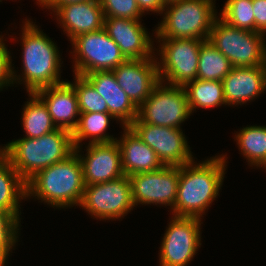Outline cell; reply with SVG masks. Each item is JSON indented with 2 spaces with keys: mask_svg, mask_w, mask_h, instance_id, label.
I'll return each mask as SVG.
<instances>
[{
  "mask_svg": "<svg viewBox=\"0 0 266 266\" xmlns=\"http://www.w3.org/2000/svg\"><path fill=\"white\" fill-rule=\"evenodd\" d=\"M72 85L76 92L80 113H108V107L103 97L94 87L83 77L73 75Z\"/></svg>",
  "mask_w": 266,
  "mask_h": 266,
  "instance_id": "29",
  "label": "cell"
},
{
  "mask_svg": "<svg viewBox=\"0 0 266 266\" xmlns=\"http://www.w3.org/2000/svg\"><path fill=\"white\" fill-rule=\"evenodd\" d=\"M198 217L172 216L162 238L159 266H187L201 247V222Z\"/></svg>",
  "mask_w": 266,
  "mask_h": 266,
  "instance_id": "11",
  "label": "cell"
},
{
  "mask_svg": "<svg viewBox=\"0 0 266 266\" xmlns=\"http://www.w3.org/2000/svg\"><path fill=\"white\" fill-rule=\"evenodd\" d=\"M24 199L27 200L26 181L0 152V210L11 213L21 222L20 201Z\"/></svg>",
  "mask_w": 266,
  "mask_h": 266,
  "instance_id": "22",
  "label": "cell"
},
{
  "mask_svg": "<svg viewBox=\"0 0 266 266\" xmlns=\"http://www.w3.org/2000/svg\"><path fill=\"white\" fill-rule=\"evenodd\" d=\"M103 28L119 46L126 59H145L156 56L152 36L140 20L104 17Z\"/></svg>",
  "mask_w": 266,
  "mask_h": 266,
  "instance_id": "16",
  "label": "cell"
},
{
  "mask_svg": "<svg viewBox=\"0 0 266 266\" xmlns=\"http://www.w3.org/2000/svg\"><path fill=\"white\" fill-rule=\"evenodd\" d=\"M35 94L46 105L55 126L72 133L77 126L80 110L71 82L65 81L45 87L36 91Z\"/></svg>",
  "mask_w": 266,
  "mask_h": 266,
  "instance_id": "19",
  "label": "cell"
},
{
  "mask_svg": "<svg viewBox=\"0 0 266 266\" xmlns=\"http://www.w3.org/2000/svg\"><path fill=\"white\" fill-rule=\"evenodd\" d=\"M232 68L229 59L214 47L209 40L201 44L197 79L222 81Z\"/></svg>",
  "mask_w": 266,
  "mask_h": 266,
  "instance_id": "27",
  "label": "cell"
},
{
  "mask_svg": "<svg viewBox=\"0 0 266 266\" xmlns=\"http://www.w3.org/2000/svg\"><path fill=\"white\" fill-rule=\"evenodd\" d=\"M27 199L33 196L56 208L79 206L85 189L83 167L76 152L38 171L26 182Z\"/></svg>",
  "mask_w": 266,
  "mask_h": 266,
  "instance_id": "4",
  "label": "cell"
},
{
  "mask_svg": "<svg viewBox=\"0 0 266 266\" xmlns=\"http://www.w3.org/2000/svg\"><path fill=\"white\" fill-rule=\"evenodd\" d=\"M86 153L82 155V146L75 147L82 167L85 185H93L112 181L124 176L121 151L117 141L93 143L85 146ZM81 153V154H80Z\"/></svg>",
  "mask_w": 266,
  "mask_h": 266,
  "instance_id": "14",
  "label": "cell"
},
{
  "mask_svg": "<svg viewBox=\"0 0 266 266\" xmlns=\"http://www.w3.org/2000/svg\"><path fill=\"white\" fill-rule=\"evenodd\" d=\"M219 16L233 27L255 32L252 0H227Z\"/></svg>",
  "mask_w": 266,
  "mask_h": 266,
  "instance_id": "28",
  "label": "cell"
},
{
  "mask_svg": "<svg viewBox=\"0 0 266 266\" xmlns=\"http://www.w3.org/2000/svg\"><path fill=\"white\" fill-rule=\"evenodd\" d=\"M21 32L23 69L22 74L17 75L15 67H12L13 84H23L28 93H35L65 82L60 80L63 61L56 43L31 19H25Z\"/></svg>",
  "mask_w": 266,
  "mask_h": 266,
  "instance_id": "2",
  "label": "cell"
},
{
  "mask_svg": "<svg viewBox=\"0 0 266 266\" xmlns=\"http://www.w3.org/2000/svg\"><path fill=\"white\" fill-rule=\"evenodd\" d=\"M104 17L141 20V13L136 0H99Z\"/></svg>",
  "mask_w": 266,
  "mask_h": 266,
  "instance_id": "31",
  "label": "cell"
},
{
  "mask_svg": "<svg viewBox=\"0 0 266 266\" xmlns=\"http://www.w3.org/2000/svg\"><path fill=\"white\" fill-rule=\"evenodd\" d=\"M122 129L123 134L116 141L121 151L122 168L126 176L156 171L164 166L155 151L145 144L129 126Z\"/></svg>",
  "mask_w": 266,
  "mask_h": 266,
  "instance_id": "21",
  "label": "cell"
},
{
  "mask_svg": "<svg viewBox=\"0 0 266 266\" xmlns=\"http://www.w3.org/2000/svg\"><path fill=\"white\" fill-rule=\"evenodd\" d=\"M86 0H39L37 3L42 6V8H46L55 12L61 5H65L67 3L81 2Z\"/></svg>",
  "mask_w": 266,
  "mask_h": 266,
  "instance_id": "35",
  "label": "cell"
},
{
  "mask_svg": "<svg viewBox=\"0 0 266 266\" xmlns=\"http://www.w3.org/2000/svg\"><path fill=\"white\" fill-rule=\"evenodd\" d=\"M8 261V259H5V258H0V266H6V263Z\"/></svg>",
  "mask_w": 266,
  "mask_h": 266,
  "instance_id": "36",
  "label": "cell"
},
{
  "mask_svg": "<svg viewBox=\"0 0 266 266\" xmlns=\"http://www.w3.org/2000/svg\"><path fill=\"white\" fill-rule=\"evenodd\" d=\"M255 18V32L266 36V0H252Z\"/></svg>",
  "mask_w": 266,
  "mask_h": 266,
  "instance_id": "33",
  "label": "cell"
},
{
  "mask_svg": "<svg viewBox=\"0 0 266 266\" xmlns=\"http://www.w3.org/2000/svg\"><path fill=\"white\" fill-rule=\"evenodd\" d=\"M215 0H180L166 4L155 38L208 40L217 15Z\"/></svg>",
  "mask_w": 266,
  "mask_h": 266,
  "instance_id": "5",
  "label": "cell"
},
{
  "mask_svg": "<svg viewBox=\"0 0 266 266\" xmlns=\"http://www.w3.org/2000/svg\"><path fill=\"white\" fill-rule=\"evenodd\" d=\"M0 152L27 182L38 171L67 159L75 147L71 132L58 128L39 138L12 140L0 147Z\"/></svg>",
  "mask_w": 266,
  "mask_h": 266,
  "instance_id": "3",
  "label": "cell"
},
{
  "mask_svg": "<svg viewBox=\"0 0 266 266\" xmlns=\"http://www.w3.org/2000/svg\"><path fill=\"white\" fill-rule=\"evenodd\" d=\"M136 2L142 14L155 12L162 15L163 9L166 6L163 0H136Z\"/></svg>",
  "mask_w": 266,
  "mask_h": 266,
  "instance_id": "34",
  "label": "cell"
},
{
  "mask_svg": "<svg viewBox=\"0 0 266 266\" xmlns=\"http://www.w3.org/2000/svg\"><path fill=\"white\" fill-rule=\"evenodd\" d=\"M4 35H0V91L8 86H14L12 79V57L4 43Z\"/></svg>",
  "mask_w": 266,
  "mask_h": 266,
  "instance_id": "32",
  "label": "cell"
},
{
  "mask_svg": "<svg viewBox=\"0 0 266 266\" xmlns=\"http://www.w3.org/2000/svg\"><path fill=\"white\" fill-rule=\"evenodd\" d=\"M56 20L71 42L77 36L99 31L104 26V15L99 0H86L61 5L55 12Z\"/></svg>",
  "mask_w": 266,
  "mask_h": 266,
  "instance_id": "17",
  "label": "cell"
},
{
  "mask_svg": "<svg viewBox=\"0 0 266 266\" xmlns=\"http://www.w3.org/2000/svg\"><path fill=\"white\" fill-rule=\"evenodd\" d=\"M226 105H243L266 91V66L233 67L222 80Z\"/></svg>",
  "mask_w": 266,
  "mask_h": 266,
  "instance_id": "18",
  "label": "cell"
},
{
  "mask_svg": "<svg viewBox=\"0 0 266 266\" xmlns=\"http://www.w3.org/2000/svg\"><path fill=\"white\" fill-rule=\"evenodd\" d=\"M184 88L191 114L197 108L226 106L222 81L195 79L187 83Z\"/></svg>",
  "mask_w": 266,
  "mask_h": 266,
  "instance_id": "26",
  "label": "cell"
},
{
  "mask_svg": "<svg viewBox=\"0 0 266 266\" xmlns=\"http://www.w3.org/2000/svg\"><path fill=\"white\" fill-rule=\"evenodd\" d=\"M79 207L99 220L122 219L135 207L132 199V187L129 176L85 185Z\"/></svg>",
  "mask_w": 266,
  "mask_h": 266,
  "instance_id": "10",
  "label": "cell"
},
{
  "mask_svg": "<svg viewBox=\"0 0 266 266\" xmlns=\"http://www.w3.org/2000/svg\"><path fill=\"white\" fill-rule=\"evenodd\" d=\"M21 223L9 212L0 210V258L8 259L19 238Z\"/></svg>",
  "mask_w": 266,
  "mask_h": 266,
  "instance_id": "30",
  "label": "cell"
},
{
  "mask_svg": "<svg viewBox=\"0 0 266 266\" xmlns=\"http://www.w3.org/2000/svg\"><path fill=\"white\" fill-rule=\"evenodd\" d=\"M208 40L233 67L266 66V36L262 33L233 27L218 16Z\"/></svg>",
  "mask_w": 266,
  "mask_h": 266,
  "instance_id": "6",
  "label": "cell"
},
{
  "mask_svg": "<svg viewBox=\"0 0 266 266\" xmlns=\"http://www.w3.org/2000/svg\"><path fill=\"white\" fill-rule=\"evenodd\" d=\"M158 39V40H157ZM160 44L156 61L159 79L167 85L184 87L197 79L199 51L204 40L156 38ZM159 59V60H158Z\"/></svg>",
  "mask_w": 266,
  "mask_h": 266,
  "instance_id": "7",
  "label": "cell"
},
{
  "mask_svg": "<svg viewBox=\"0 0 266 266\" xmlns=\"http://www.w3.org/2000/svg\"><path fill=\"white\" fill-rule=\"evenodd\" d=\"M73 72L83 76L96 71H112L127 59L104 28L84 33L71 41Z\"/></svg>",
  "mask_w": 266,
  "mask_h": 266,
  "instance_id": "9",
  "label": "cell"
},
{
  "mask_svg": "<svg viewBox=\"0 0 266 266\" xmlns=\"http://www.w3.org/2000/svg\"><path fill=\"white\" fill-rule=\"evenodd\" d=\"M226 157L224 154L215 155L200 163L193 160L180 166L177 197L171 210L172 215L202 219L205 211L219 196L227 170Z\"/></svg>",
  "mask_w": 266,
  "mask_h": 266,
  "instance_id": "1",
  "label": "cell"
},
{
  "mask_svg": "<svg viewBox=\"0 0 266 266\" xmlns=\"http://www.w3.org/2000/svg\"><path fill=\"white\" fill-rule=\"evenodd\" d=\"M180 177V166H163L152 172L130 175L132 199L136 206L159 204L174 207Z\"/></svg>",
  "mask_w": 266,
  "mask_h": 266,
  "instance_id": "12",
  "label": "cell"
},
{
  "mask_svg": "<svg viewBox=\"0 0 266 266\" xmlns=\"http://www.w3.org/2000/svg\"><path fill=\"white\" fill-rule=\"evenodd\" d=\"M234 137L249 166L266 169V126L243 127Z\"/></svg>",
  "mask_w": 266,
  "mask_h": 266,
  "instance_id": "25",
  "label": "cell"
},
{
  "mask_svg": "<svg viewBox=\"0 0 266 266\" xmlns=\"http://www.w3.org/2000/svg\"><path fill=\"white\" fill-rule=\"evenodd\" d=\"M110 119L118 121L110 113H80L77 126L71 133L74 147L83 146L81 142L87 139L90 140L88 144L115 141L117 138L106 133Z\"/></svg>",
  "mask_w": 266,
  "mask_h": 266,
  "instance_id": "23",
  "label": "cell"
},
{
  "mask_svg": "<svg viewBox=\"0 0 266 266\" xmlns=\"http://www.w3.org/2000/svg\"><path fill=\"white\" fill-rule=\"evenodd\" d=\"M176 1H180V0H163L164 4H169V3H172V2H176Z\"/></svg>",
  "mask_w": 266,
  "mask_h": 266,
  "instance_id": "37",
  "label": "cell"
},
{
  "mask_svg": "<svg viewBox=\"0 0 266 266\" xmlns=\"http://www.w3.org/2000/svg\"><path fill=\"white\" fill-rule=\"evenodd\" d=\"M129 127L155 151L164 166H182L195 159L180 128L152 124H130Z\"/></svg>",
  "mask_w": 266,
  "mask_h": 266,
  "instance_id": "13",
  "label": "cell"
},
{
  "mask_svg": "<svg viewBox=\"0 0 266 266\" xmlns=\"http://www.w3.org/2000/svg\"><path fill=\"white\" fill-rule=\"evenodd\" d=\"M29 100L23 106L22 128L28 138H39L58 129L44 102L35 94L28 93Z\"/></svg>",
  "mask_w": 266,
  "mask_h": 266,
  "instance_id": "24",
  "label": "cell"
},
{
  "mask_svg": "<svg viewBox=\"0 0 266 266\" xmlns=\"http://www.w3.org/2000/svg\"><path fill=\"white\" fill-rule=\"evenodd\" d=\"M191 116L184 87L159 82L138 107V116L131 124H152L180 128Z\"/></svg>",
  "mask_w": 266,
  "mask_h": 266,
  "instance_id": "8",
  "label": "cell"
},
{
  "mask_svg": "<svg viewBox=\"0 0 266 266\" xmlns=\"http://www.w3.org/2000/svg\"><path fill=\"white\" fill-rule=\"evenodd\" d=\"M155 58L127 59L112 70L117 83L137 108L160 82Z\"/></svg>",
  "mask_w": 266,
  "mask_h": 266,
  "instance_id": "15",
  "label": "cell"
},
{
  "mask_svg": "<svg viewBox=\"0 0 266 266\" xmlns=\"http://www.w3.org/2000/svg\"><path fill=\"white\" fill-rule=\"evenodd\" d=\"M83 77L103 97L108 113L113 115L122 127L129 126L138 116V108L117 83L113 71H96Z\"/></svg>",
  "mask_w": 266,
  "mask_h": 266,
  "instance_id": "20",
  "label": "cell"
}]
</instances>
